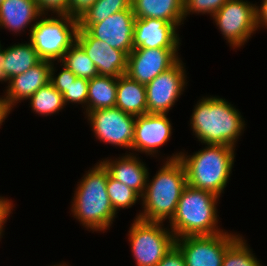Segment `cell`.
Wrapping results in <instances>:
<instances>
[{
    "mask_svg": "<svg viewBox=\"0 0 267 266\" xmlns=\"http://www.w3.org/2000/svg\"><path fill=\"white\" fill-rule=\"evenodd\" d=\"M193 135L204 144L236 147L245 130L240 111L219 96L202 97L193 108L190 119Z\"/></svg>",
    "mask_w": 267,
    "mask_h": 266,
    "instance_id": "1",
    "label": "cell"
},
{
    "mask_svg": "<svg viewBox=\"0 0 267 266\" xmlns=\"http://www.w3.org/2000/svg\"><path fill=\"white\" fill-rule=\"evenodd\" d=\"M108 169L99 161L90 168L78 182L71 213L87 230L105 232L110 230L116 212L107 193Z\"/></svg>",
    "mask_w": 267,
    "mask_h": 266,
    "instance_id": "2",
    "label": "cell"
},
{
    "mask_svg": "<svg viewBox=\"0 0 267 266\" xmlns=\"http://www.w3.org/2000/svg\"><path fill=\"white\" fill-rule=\"evenodd\" d=\"M235 149L227 145L205 144L203 149L193 155L180 151L167 156L164 160L179 159L185 168L189 186L221 197L234 168Z\"/></svg>",
    "mask_w": 267,
    "mask_h": 266,
    "instance_id": "3",
    "label": "cell"
},
{
    "mask_svg": "<svg viewBox=\"0 0 267 266\" xmlns=\"http://www.w3.org/2000/svg\"><path fill=\"white\" fill-rule=\"evenodd\" d=\"M164 162L152 180L148 173L140 201L143 209L135 218L163 223L166 219L170 222L175 215L181 193L187 185L186 171L179 159Z\"/></svg>",
    "mask_w": 267,
    "mask_h": 266,
    "instance_id": "4",
    "label": "cell"
},
{
    "mask_svg": "<svg viewBox=\"0 0 267 266\" xmlns=\"http://www.w3.org/2000/svg\"><path fill=\"white\" fill-rule=\"evenodd\" d=\"M219 198L212 192L187 184L181 193L175 215L168 222L175 238L210 236L224 232L218 228Z\"/></svg>",
    "mask_w": 267,
    "mask_h": 266,
    "instance_id": "5",
    "label": "cell"
},
{
    "mask_svg": "<svg viewBox=\"0 0 267 266\" xmlns=\"http://www.w3.org/2000/svg\"><path fill=\"white\" fill-rule=\"evenodd\" d=\"M42 15L31 29L29 41L41 60L60 62L76 42L78 19L69 15Z\"/></svg>",
    "mask_w": 267,
    "mask_h": 266,
    "instance_id": "6",
    "label": "cell"
},
{
    "mask_svg": "<svg viewBox=\"0 0 267 266\" xmlns=\"http://www.w3.org/2000/svg\"><path fill=\"white\" fill-rule=\"evenodd\" d=\"M167 228L161 222L134 219L127 236L136 266H156L175 245V236Z\"/></svg>",
    "mask_w": 267,
    "mask_h": 266,
    "instance_id": "7",
    "label": "cell"
},
{
    "mask_svg": "<svg viewBox=\"0 0 267 266\" xmlns=\"http://www.w3.org/2000/svg\"><path fill=\"white\" fill-rule=\"evenodd\" d=\"M256 5L248 0H227L211 17L230 47H242L258 31Z\"/></svg>",
    "mask_w": 267,
    "mask_h": 266,
    "instance_id": "8",
    "label": "cell"
},
{
    "mask_svg": "<svg viewBox=\"0 0 267 266\" xmlns=\"http://www.w3.org/2000/svg\"><path fill=\"white\" fill-rule=\"evenodd\" d=\"M85 115L97 140L132 151L136 116L117 107L98 109Z\"/></svg>",
    "mask_w": 267,
    "mask_h": 266,
    "instance_id": "9",
    "label": "cell"
},
{
    "mask_svg": "<svg viewBox=\"0 0 267 266\" xmlns=\"http://www.w3.org/2000/svg\"><path fill=\"white\" fill-rule=\"evenodd\" d=\"M227 231L210 236L175 238V246L182 252L186 266H222L226 250L240 237Z\"/></svg>",
    "mask_w": 267,
    "mask_h": 266,
    "instance_id": "10",
    "label": "cell"
},
{
    "mask_svg": "<svg viewBox=\"0 0 267 266\" xmlns=\"http://www.w3.org/2000/svg\"><path fill=\"white\" fill-rule=\"evenodd\" d=\"M184 67L180 57L171 68L145 85L148 114H168L174 107L188 83Z\"/></svg>",
    "mask_w": 267,
    "mask_h": 266,
    "instance_id": "11",
    "label": "cell"
},
{
    "mask_svg": "<svg viewBox=\"0 0 267 266\" xmlns=\"http://www.w3.org/2000/svg\"><path fill=\"white\" fill-rule=\"evenodd\" d=\"M179 49H133L127 56L126 75L147 85L156 76L171 68L180 58Z\"/></svg>",
    "mask_w": 267,
    "mask_h": 266,
    "instance_id": "12",
    "label": "cell"
},
{
    "mask_svg": "<svg viewBox=\"0 0 267 266\" xmlns=\"http://www.w3.org/2000/svg\"><path fill=\"white\" fill-rule=\"evenodd\" d=\"M168 114H143L136 116L132 151L158 155L159 148L167 143L172 136V124Z\"/></svg>",
    "mask_w": 267,
    "mask_h": 266,
    "instance_id": "13",
    "label": "cell"
},
{
    "mask_svg": "<svg viewBox=\"0 0 267 266\" xmlns=\"http://www.w3.org/2000/svg\"><path fill=\"white\" fill-rule=\"evenodd\" d=\"M135 15L133 10H122L105 20L91 24L86 31L94 38L123 51L127 56L134 49Z\"/></svg>",
    "mask_w": 267,
    "mask_h": 266,
    "instance_id": "14",
    "label": "cell"
},
{
    "mask_svg": "<svg viewBox=\"0 0 267 266\" xmlns=\"http://www.w3.org/2000/svg\"><path fill=\"white\" fill-rule=\"evenodd\" d=\"M76 42L95 64L99 75L118 78L127 70V55L108 43L92 37L85 29H78Z\"/></svg>",
    "mask_w": 267,
    "mask_h": 266,
    "instance_id": "15",
    "label": "cell"
},
{
    "mask_svg": "<svg viewBox=\"0 0 267 266\" xmlns=\"http://www.w3.org/2000/svg\"><path fill=\"white\" fill-rule=\"evenodd\" d=\"M177 32L178 28L174 24L163 19L135 18L133 47L179 49L181 38Z\"/></svg>",
    "mask_w": 267,
    "mask_h": 266,
    "instance_id": "16",
    "label": "cell"
},
{
    "mask_svg": "<svg viewBox=\"0 0 267 266\" xmlns=\"http://www.w3.org/2000/svg\"><path fill=\"white\" fill-rule=\"evenodd\" d=\"M51 64L50 61L41 60L26 72L11 78L9 87L4 92L5 100L11 109L50 82Z\"/></svg>",
    "mask_w": 267,
    "mask_h": 266,
    "instance_id": "17",
    "label": "cell"
},
{
    "mask_svg": "<svg viewBox=\"0 0 267 266\" xmlns=\"http://www.w3.org/2000/svg\"><path fill=\"white\" fill-rule=\"evenodd\" d=\"M102 160L101 162L108 169L112 178L132 188L140 196L144 194L149 170L136 153L128 152L113 160L111 157L109 159L108 157L107 159L102 158Z\"/></svg>",
    "mask_w": 267,
    "mask_h": 266,
    "instance_id": "18",
    "label": "cell"
},
{
    "mask_svg": "<svg viewBox=\"0 0 267 266\" xmlns=\"http://www.w3.org/2000/svg\"><path fill=\"white\" fill-rule=\"evenodd\" d=\"M41 16L36 0H4L0 4V28L13 34L24 32L29 26L31 32Z\"/></svg>",
    "mask_w": 267,
    "mask_h": 266,
    "instance_id": "19",
    "label": "cell"
},
{
    "mask_svg": "<svg viewBox=\"0 0 267 266\" xmlns=\"http://www.w3.org/2000/svg\"><path fill=\"white\" fill-rule=\"evenodd\" d=\"M54 63L56 62H52L51 64L50 83L63 94L66 106L69 105V103L80 104L84 109L83 113L87 114L89 80L85 78H78L62 63L60 64L62 69L56 76L55 72H57V67L54 66L56 65Z\"/></svg>",
    "mask_w": 267,
    "mask_h": 266,
    "instance_id": "20",
    "label": "cell"
},
{
    "mask_svg": "<svg viewBox=\"0 0 267 266\" xmlns=\"http://www.w3.org/2000/svg\"><path fill=\"white\" fill-rule=\"evenodd\" d=\"M135 18L163 19L178 29L184 24V0H132Z\"/></svg>",
    "mask_w": 267,
    "mask_h": 266,
    "instance_id": "21",
    "label": "cell"
},
{
    "mask_svg": "<svg viewBox=\"0 0 267 266\" xmlns=\"http://www.w3.org/2000/svg\"><path fill=\"white\" fill-rule=\"evenodd\" d=\"M115 107L134 116L147 114L145 85L130 79L126 74L119 76Z\"/></svg>",
    "mask_w": 267,
    "mask_h": 266,
    "instance_id": "22",
    "label": "cell"
},
{
    "mask_svg": "<svg viewBox=\"0 0 267 266\" xmlns=\"http://www.w3.org/2000/svg\"><path fill=\"white\" fill-rule=\"evenodd\" d=\"M118 78L98 75L89 80L87 113L116 105Z\"/></svg>",
    "mask_w": 267,
    "mask_h": 266,
    "instance_id": "23",
    "label": "cell"
},
{
    "mask_svg": "<svg viewBox=\"0 0 267 266\" xmlns=\"http://www.w3.org/2000/svg\"><path fill=\"white\" fill-rule=\"evenodd\" d=\"M41 61L30 41L5 48V72L13 78L37 65Z\"/></svg>",
    "mask_w": 267,
    "mask_h": 266,
    "instance_id": "24",
    "label": "cell"
},
{
    "mask_svg": "<svg viewBox=\"0 0 267 266\" xmlns=\"http://www.w3.org/2000/svg\"><path fill=\"white\" fill-rule=\"evenodd\" d=\"M31 110L39 116H51L66 107L63 94L50 82L36 91L29 99Z\"/></svg>",
    "mask_w": 267,
    "mask_h": 266,
    "instance_id": "25",
    "label": "cell"
},
{
    "mask_svg": "<svg viewBox=\"0 0 267 266\" xmlns=\"http://www.w3.org/2000/svg\"><path fill=\"white\" fill-rule=\"evenodd\" d=\"M122 10H132V0H96L78 19V29L86 30L91 24L102 22L108 16Z\"/></svg>",
    "mask_w": 267,
    "mask_h": 266,
    "instance_id": "26",
    "label": "cell"
},
{
    "mask_svg": "<svg viewBox=\"0 0 267 266\" xmlns=\"http://www.w3.org/2000/svg\"><path fill=\"white\" fill-rule=\"evenodd\" d=\"M59 63L65 65L78 78L90 80L99 75L95 64L77 42L67 50Z\"/></svg>",
    "mask_w": 267,
    "mask_h": 266,
    "instance_id": "27",
    "label": "cell"
},
{
    "mask_svg": "<svg viewBox=\"0 0 267 266\" xmlns=\"http://www.w3.org/2000/svg\"><path fill=\"white\" fill-rule=\"evenodd\" d=\"M241 235L227 250L222 266H263Z\"/></svg>",
    "mask_w": 267,
    "mask_h": 266,
    "instance_id": "28",
    "label": "cell"
},
{
    "mask_svg": "<svg viewBox=\"0 0 267 266\" xmlns=\"http://www.w3.org/2000/svg\"><path fill=\"white\" fill-rule=\"evenodd\" d=\"M107 193L116 212L120 209L131 208L141 199V196L136 191L115 180L110 175H108L107 180Z\"/></svg>",
    "mask_w": 267,
    "mask_h": 266,
    "instance_id": "29",
    "label": "cell"
},
{
    "mask_svg": "<svg viewBox=\"0 0 267 266\" xmlns=\"http://www.w3.org/2000/svg\"><path fill=\"white\" fill-rule=\"evenodd\" d=\"M227 0H184V19L192 14H208L212 17Z\"/></svg>",
    "mask_w": 267,
    "mask_h": 266,
    "instance_id": "30",
    "label": "cell"
},
{
    "mask_svg": "<svg viewBox=\"0 0 267 266\" xmlns=\"http://www.w3.org/2000/svg\"><path fill=\"white\" fill-rule=\"evenodd\" d=\"M42 15H69V0H36Z\"/></svg>",
    "mask_w": 267,
    "mask_h": 266,
    "instance_id": "31",
    "label": "cell"
},
{
    "mask_svg": "<svg viewBox=\"0 0 267 266\" xmlns=\"http://www.w3.org/2000/svg\"><path fill=\"white\" fill-rule=\"evenodd\" d=\"M156 266H186L182 252L174 245Z\"/></svg>",
    "mask_w": 267,
    "mask_h": 266,
    "instance_id": "32",
    "label": "cell"
},
{
    "mask_svg": "<svg viewBox=\"0 0 267 266\" xmlns=\"http://www.w3.org/2000/svg\"><path fill=\"white\" fill-rule=\"evenodd\" d=\"M96 0H69V16L79 19Z\"/></svg>",
    "mask_w": 267,
    "mask_h": 266,
    "instance_id": "33",
    "label": "cell"
},
{
    "mask_svg": "<svg viewBox=\"0 0 267 266\" xmlns=\"http://www.w3.org/2000/svg\"><path fill=\"white\" fill-rule=\"evenodd\" d=\"M12 202L10 199L0 196V239L3 237L4 224H6L8 217L14 210Z\"/></svg>",
    "mask_w": 267,
    "mask_h": 266,
    "instance_id": "34",
    "label": "cell"
},
{
    "mask_svg": "<svg viewBox=\"0 0 267 266\" xmlns=\"http://www.w3.org/2000/svg\"><path fill=\"white\" fill-rule=\"evenodd\" d=\"M261 6L256 5L257 29L267 28V0H262Z\"/></svg>",
    "mask_w": 267,
    "mask_h": 266,
    "instance_id": "35",
    "label": "cell"
},
{
    "mask_svg": "<svg viewBox=\"0 0 267 266\" xmlns=\"http://www.w3.org/2000/svg\"><path fill=\"white\" fill-rule=\"evenodd\" d=\"M2 48L3 46L0 43V82H8V86L6 87L8 88L11 82V77L8 75L7 72H5V49Z\"/></svg>",
    "mask_w": 267,
    "mask_h": 266,
    "instance_id": "36",
    "label": "cell"
},
{
    "mask_svg": "<svg viewBox=\"0 0 267 266\" xmlns=\"http://www.w3.org/2000/svg\"><path fill=\"white\" fill-rule=\"evenodd\" d=\"M12 112V109L8 106V102L4 96H0V127L5 122L6 118Z\"/></svg>",
    "mask_w": 267,
    "mask_h": 266,
    "instance_id": "37",
    "label": "cell"
},
{
    "mask_svg": "<svg viewBox=\"0 0 267 266\" xmlns=\"http://www.w3.org/2000/svg\"><path fill=\"white\" fill-rule=\"evenodd\" d=\"M52 266H69V265H67L66 263L63 262V264L60 263V264H56V265H52Z\"/></svg>",
    "mask_w": 267,
    "mask_h": 266,
    "instance_id": "38",
    "label": "cell"
}]
</instances>
